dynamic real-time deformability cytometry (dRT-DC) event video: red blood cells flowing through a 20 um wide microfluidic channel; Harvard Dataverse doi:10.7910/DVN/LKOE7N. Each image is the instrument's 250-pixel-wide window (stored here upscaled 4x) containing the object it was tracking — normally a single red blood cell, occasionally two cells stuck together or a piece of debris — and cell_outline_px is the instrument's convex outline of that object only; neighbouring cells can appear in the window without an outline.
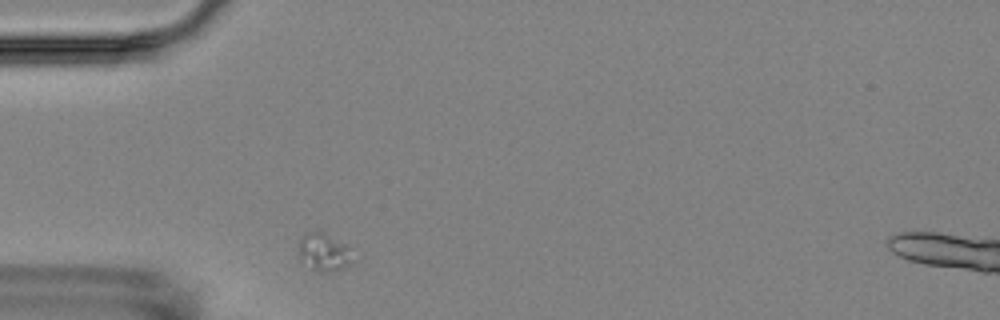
{"species": "Egyptian fruit bat (a non-hibernating species)", "species_latin": "Rousettus aegyptiacus", "temperature_condition": "room temperature", "stored_images_in_passage": 1, "camera_frame_rate_fps": 3000, "um_per_image_px": 0.085, "animal": {"sex": "female"}, "frame": {"image": 1, "passage_image": 1, "time_ms": 0.0, "image_size_px": [1000, 320], "cell_outline_px": [[348, 264], [340, 268], [328, 272], [320, 272], [312, 268], [300, 260], [300, 236], [304, 232], [324, 232], [344, 244], [348, 248]], "centroid_in_image_um": [27.43, 21.41], "position_along_channel_um": 57.6, "area_um2": 11.21}}